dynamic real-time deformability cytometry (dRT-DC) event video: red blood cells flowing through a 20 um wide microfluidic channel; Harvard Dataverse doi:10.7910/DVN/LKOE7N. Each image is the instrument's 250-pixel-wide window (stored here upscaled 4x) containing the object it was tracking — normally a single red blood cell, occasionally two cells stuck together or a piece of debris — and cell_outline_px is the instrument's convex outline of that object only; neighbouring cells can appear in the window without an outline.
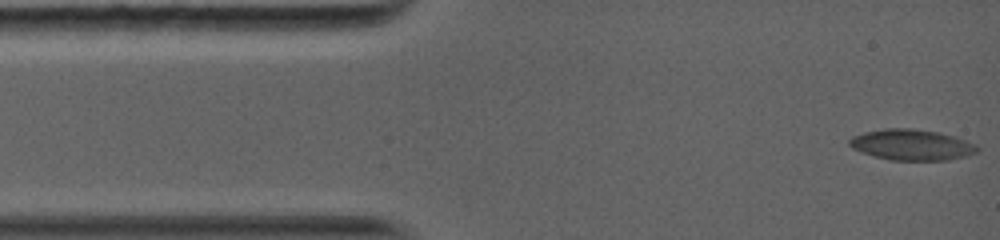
{"species": "common noctule bat (a hibernating species)", "species_latin": "Nyctalus noctula", "temperature_condition": "warm", "stored_images_in_passage": 33, "camera_frame_rate_fps": 5000, "um_per_image_px": 0.085, "animal": {"sex": "female", "body_mass_g": 19.0, "forearm_length_mm": 56.7}, "frame": {"image": 1, "passage_image": 1, "time_ms": 0.0, "image_size_px": [1000, 240], "cell_outline_px": [[980, 148], [976, 152], [964, 156], [948, 160], [892, 160], [860, 152], [852, 148], [848, 144], [848, 140], [852, 136], [864, 132], [884, 128], [912, 128], [936, 132], [956, 136]], "centroid_in_image_um": [77.44, 12.3], "position_along_channel_um": 7.6, "area_um2": 22.83}}
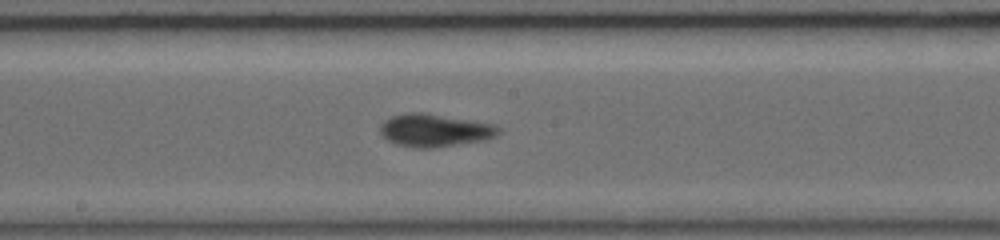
{"frame": {"image": 2, "passage_image": 15, "time_ms": 6.8, "image_size_px": [1000, 240], "cell_outline_px": [[500, 132], [496, 136], [484, 140], [428, 148], [420, 148], [396, 144], [388, 140], [380, 132], [380, 124], [384, 120], [392, 116], [404, 112], [424, 112], [496, 124], [500, 128]], "centroid_in_image_um": [36.95, 11.05], "position_along_channel_um": 211.3, "area_um2": 22.6}}
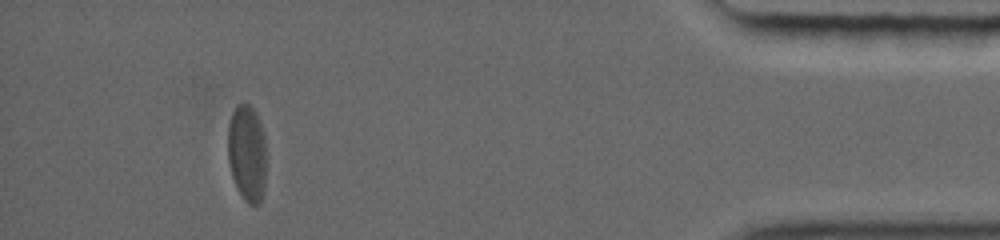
{"frame": {"image": 3, "passage_image": 28, "time_ms": 13.4, "image_size_px": [1000, 240], "cell_outline_px": [[264, 188], [260, 204], [248, 204], [244, 200], [232, 176], [228, 160], [228, 124], [232, 112], [236, 104], [248, 104], [256, 112], [264, 136]], "centroid_in_image_um": [20.97, 13.0], "position_along_channel_um": 414.2, "area_um2": 21.39}}